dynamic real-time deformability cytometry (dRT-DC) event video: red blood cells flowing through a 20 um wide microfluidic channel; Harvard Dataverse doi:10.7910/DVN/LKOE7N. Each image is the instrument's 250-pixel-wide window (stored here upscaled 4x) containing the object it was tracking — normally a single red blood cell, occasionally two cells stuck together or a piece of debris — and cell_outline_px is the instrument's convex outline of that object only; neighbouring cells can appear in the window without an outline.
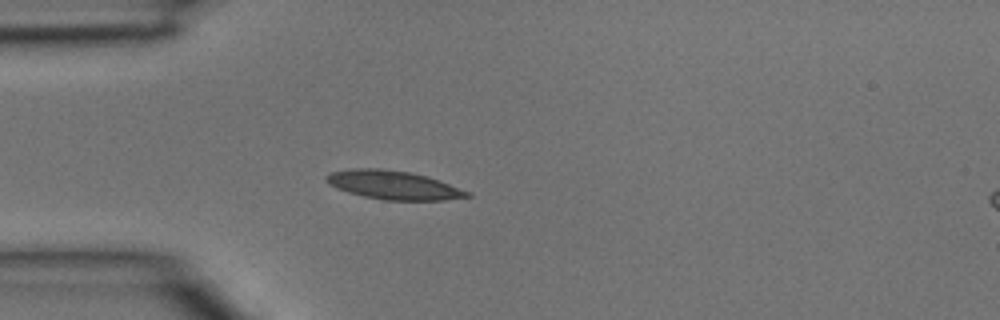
{"species": "common noctule bat (a hibernating species)", "species_latin": "Nyctalus noctula", "temperature_condition": "room temperature", "stored_images_in_passage": 2, "camera_frame_rate_fps": 3000, "um_per_image_px": 0.085, "animal": {"sex": "male", "body_mass_g": 15.6}, "frame": {"image": 1, "passage_image": 2, "time_ms": 0.333, "image_size_px": [1000, 320], "cell_outline_px": [[472, 196], [444, 200], [384, 200], [364, 196], [348, 192], [336, 188], [328, 184], [324, 180], [324, 176], [332, 172], [352, 168], [380, 168], [408, 172], [428, 176], [440, 180], [472, 192]], "centroid_in_image_um": [33.45, 15.72], "position_along_channel_um": 51.5, "area_um2": 23.7}}